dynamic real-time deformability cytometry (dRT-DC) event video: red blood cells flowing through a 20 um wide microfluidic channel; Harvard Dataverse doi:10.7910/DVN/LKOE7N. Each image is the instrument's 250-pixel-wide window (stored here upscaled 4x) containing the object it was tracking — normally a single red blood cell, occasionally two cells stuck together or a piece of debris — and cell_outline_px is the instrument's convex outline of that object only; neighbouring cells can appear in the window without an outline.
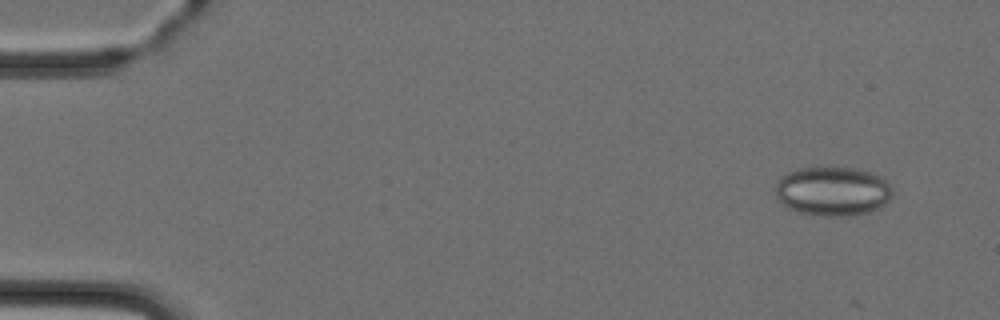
{"species": "Egyptian fruit bat (a non-hibernating species)", "species_latin": "Rousettus aegyptiacus", "temperature_condition": "cold", "stored_images_in_passage": 4, "camera_frame_rate_fps": 3000, "um_per_image_px": 0.085, "animal": {"sex": "female"}, "frame": {"image": 1, "passage_image": 1, "time_ms": 0.0, "image_size_px": [1000, 320], "cell_outline_px": [[892, 196], [880, 208], [868, 212], [848, 216], [824, 216], [800, 212], [788, 208], [776, 200], [776, 184], [780, 176], [788, 172], [800, 168], [856, 168], [872, 172], [880, 176], [892, 188]], "centroid_in_image_um": [70.76, 16.26], "position_along_channel_um": 14.2, "area_um2": 33.64}}